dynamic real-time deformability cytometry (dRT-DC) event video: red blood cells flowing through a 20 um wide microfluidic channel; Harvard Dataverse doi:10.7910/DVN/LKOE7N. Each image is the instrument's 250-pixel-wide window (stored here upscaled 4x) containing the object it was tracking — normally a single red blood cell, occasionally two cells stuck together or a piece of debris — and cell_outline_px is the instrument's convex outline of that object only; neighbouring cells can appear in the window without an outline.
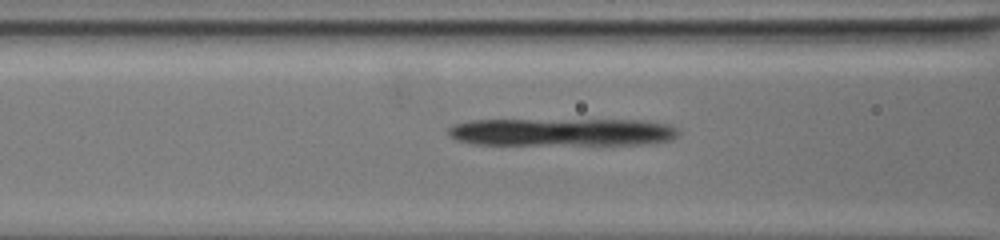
{"species": "common noctule bat (a hibernating species)", "species_latin": "Nyctalus noctula", "temperature_condition": "warm", "stored_images_in_passage": 25, "camera_frame_rate_fps": 3000, "um_per_image_px": 0.085, "animal": {"sex": "female", "body_mass_g": 19.5, "forearm_length_mm": 54.1}, "frame": {"image": 1, "passage_image": 11, "time_ms": 3.333, "image_size_px": [1000, 240], "cell_outline_px": [[680, 132], [672, 140], [652, 144], [472, 144], [456, 140], [448, 132], [448, 128], [456, 124], [472, 120], [640, 120], [668, 124], [676, 128]], "centroid_in_image_um": [47.82, 11.23], "position_along_channel_um": 118.8, "area_um2": 37.17}}